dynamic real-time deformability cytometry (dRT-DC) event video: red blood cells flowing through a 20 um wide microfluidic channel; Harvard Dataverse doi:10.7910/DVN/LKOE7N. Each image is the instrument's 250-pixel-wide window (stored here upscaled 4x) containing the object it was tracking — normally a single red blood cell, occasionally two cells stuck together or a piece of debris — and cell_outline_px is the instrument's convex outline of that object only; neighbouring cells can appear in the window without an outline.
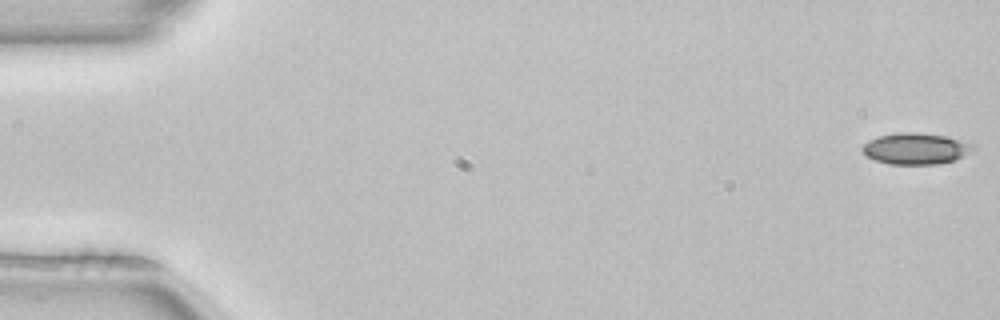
{"species": "common noctule bat (a hibernating species)", "species_latin": "Nyctalus noctula", "temperature_condition": "room temperature", "stored_images_in_passage": 52, "camera_frame_rate_fps": 3000, "um_per_image_px": 0.085, "animal": {"sex": "female", "body_mass_g": 22.7, "forearm_length_mm": 54.2}, "frame": {"image": 1, "passage_image": 1, "time_ms": 0.0, "image_size_px": [1000, 320], "cell_outline_px": [[976, 148], [956, 160], [936, 164], [888, 164], [876, 160], [868, 156], [860, 148], [868, 140], [880, 136], [900, 132], [912, 132], [948, 136], [972, 144]], "centroid_in_image_um": [77.84, 12.63], "position_along_channel_um": 7.2, "area_um2": 20.06}}
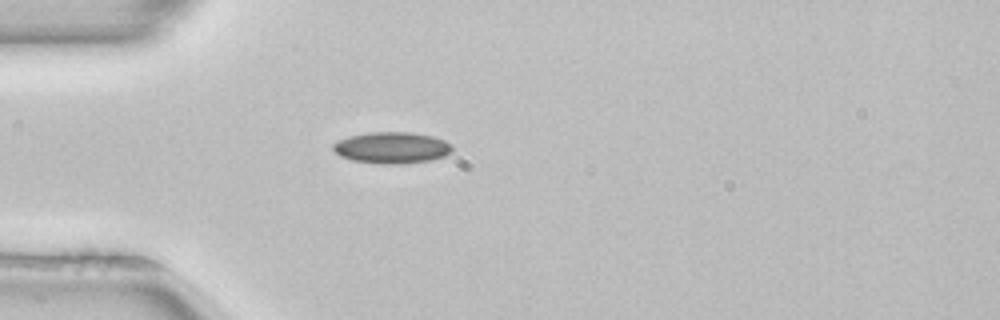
{"frame": {"image": 2, "passage_image": 15, "time_ms": 4.667, "image_size_px": [1000, 320], "cell_outline_px": [[452, 152], [444, 156], [432, 160], [396, 164], [384, 164], [352, 160], [340, 156], [332, 148], [332, 144], [348, 136], [368, 132], [412, 132], [432, 136], [444, 140], [452, 144]], "centroid_in_image_um": [33.32, 12.55], "position_along_channel_um": 51.7, "area_um2": 21.85}}
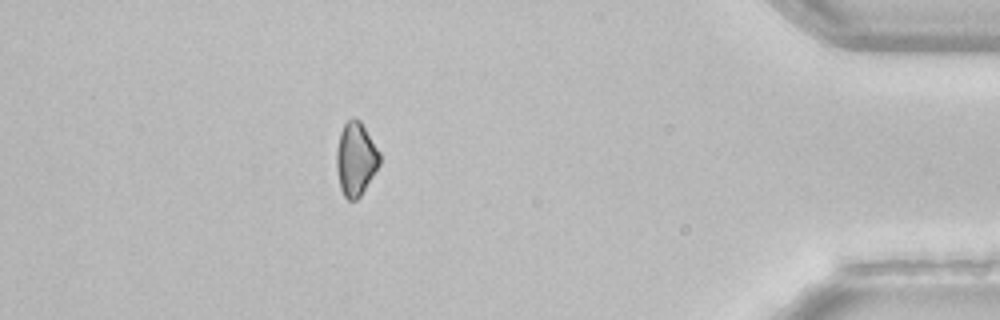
{"frame": {"image": 3, "passage_image": 46, "time_ms": 15.0, "image_size_px": [1000, 320], "cell_outline_px": [[380, 164], [360, 196], [356, 200], [348, 200], [344, 196], [340, 188], [336, 168], [336, 152], [340, 132], [344, 124], [352, 116], [356, 116], [360, 120], [380, 152]], "centroid_in_image_um": [30.23, 13.49], "position_along_channel_um": 405.0, "area_um2": 18.55}, "authors_computed_cell_mechanics": {"area_um2": 20.23, "velocity_mm_per_s": 3.9864, "shape_relaxation_time_tau1_ms": 4.6907, "shape_relaxation_time_tau2_ms": null, "deformation_change_tau1": 0.0829, "deformation_change_tau2": null}}